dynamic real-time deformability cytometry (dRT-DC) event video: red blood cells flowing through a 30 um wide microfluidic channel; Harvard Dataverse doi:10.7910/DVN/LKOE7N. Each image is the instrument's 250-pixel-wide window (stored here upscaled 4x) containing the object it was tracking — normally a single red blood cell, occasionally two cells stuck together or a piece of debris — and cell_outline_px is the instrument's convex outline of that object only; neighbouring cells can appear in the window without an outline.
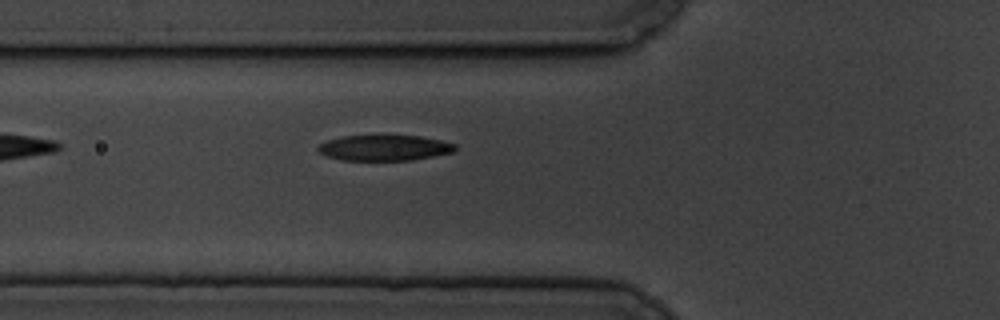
{"species": "common noctule bat (a hibernating species)", "species_latin": "Nyctalus noctula", "temperature_condition": "cold", "stored_images_in_passage": 6, "camera_frame_rate_fps": 3000, "um_per_image_px": 0.085, "animal": {"sex": "male", "body_mass_g": 19.5, "forearm_length_mm": 54.6}, "frame": {"image": 1, "passage_image": 6, "time_ms": 6.667, "image_size_px": [1000, 320], "cell_outline_px": [[456, 152], [412, 160], [344, 160], [328, 156], [320, 152], [316, 148], [320, 144], [328, 140], [344, 136], [420, 136], [440, 140], [456, 144]], "centroid_in_image_um": [32.72, 12.57], "position_along_channel_um": 93.1, "area_um2": 20.29}}